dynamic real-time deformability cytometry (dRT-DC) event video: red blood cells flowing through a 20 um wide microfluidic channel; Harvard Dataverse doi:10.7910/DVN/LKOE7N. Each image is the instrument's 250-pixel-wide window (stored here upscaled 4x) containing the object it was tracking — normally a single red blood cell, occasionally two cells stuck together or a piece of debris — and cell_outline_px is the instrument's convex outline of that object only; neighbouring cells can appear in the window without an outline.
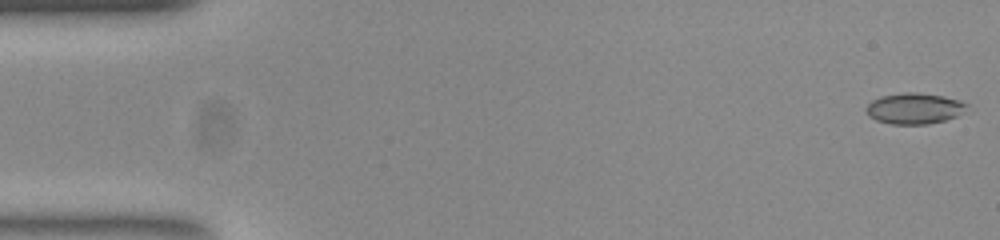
{"species": "common noctule bat (a hibernating species)", "species_latin": "Nyctalus noctula", "temperature_condition": "room temperature", "stored_images_in_passage": 54, "camera_frame_rate_fps": 3000, "um_per_image_px": 0.085, "animal": {"sex": "female", "body_mass_g": 23.0, "forearm_length_mm": 53.4}, "frame": {"image": 1, "passage_image": 1, "time_ms": 0.0, "image_size_px": [1000, 240], "cell_outline_px": [[968, 104], [956, 116], [944, 120], [928, 124], [892, 124], [876, 120], [868, 116], [864, 108], [872, 100], [880, 96], [904, 92], [916, 92], [944, 96], [960, 100]], "centroid_in_image_um": [77.66, 9.21], "position_along_channel_um": 7.3, "area_um2": 18.09}}
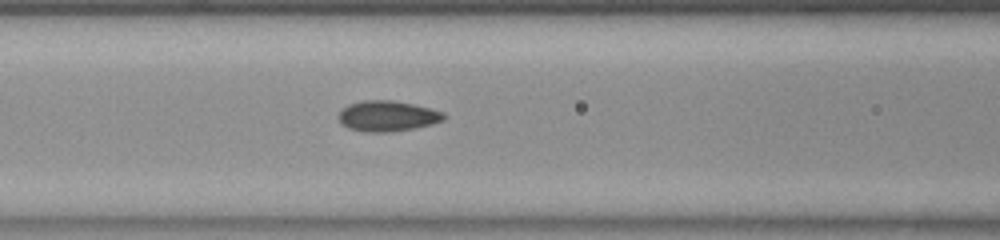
{"frame": {"image": 2, "passage_image": 22, "time_ms": 7.0, "image_size_px": [1000, 240], "cell_outline_px": [[448, 116], [444, 120], [432, 124], [416, 128], [388, 132], [364, 132], [348, 128], [340, 124], [340, 112], [348, 104], [364, 100], [392, 100], [432, 108], [444, 112]], "centroid_in_image_um": [32.98, 9.87], "position_along_channel_um": 133.6, "area_um2": 18.9}}
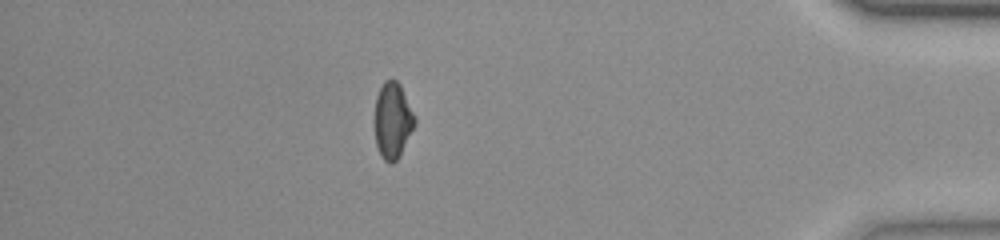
{"frame": {"image": 3, "passage_image": 47, "time_ms": 15.333, "image_size_px": [1000, 240], "cell_outline_px": [[416, 124], [396, 160], [392, 164], [388, 164], [380, 156], [376, 144], [372, 120], [376, 96], [384, 80], [396, 80], [400, 84], [416, 116]], "centroid_in_image_um": [33.34, 10.23], "position_along_channel_um": 401.9, "area_um2": 18.26}, "authors_computed_cell_mechanics": {"area_um2": 18.207, "velocity_mm_per_s": 3.7807, "shape_relaxation_time_tau1_ms": null, "shape_relaxation_time_tau2_ms": 0.6719, "deformation_change_tau1": null, "deformation_change_tau2": 0.0437}}